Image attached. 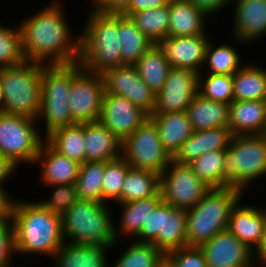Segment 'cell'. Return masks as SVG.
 Segmentation results:
<instances>
[{
	"label": "cell",
	"instance_id": "obj_52",
	"mask_svg": "<svg viewBox=\"0 0 266 267\" xmlns=\"http://www.w3.org/2000/svg\"><path fill=\"white\" fill-rule=\"evenodd\" d=\"M254 260L257 267H266V223L264 227V232L262 239L258 247L253 251Z\"/></svg>",
	"mask_w": 266,
	"mask_h": 267
},
{
	"label": "cell",
	"instance_id": "obj_36",
	"mask_svg": "<svg viewBox=\"0 0 266 267\" xmlns=\"http://www.w3.org/2000/svg\"><path fill=\"white\" fill-rule=\"evenodd\" d=\"M110 267H158L166 255L151 243L132 240Z\"/></svg>",
	"mask_w": 266,
	"mask_h": 267
},
{
	"label": "cell",
	"instance_id": "obj_51",
	"mask_svg": "<svg viewBox=\"0 0 266 267\" xmlns=\"http://www.w3.org/2000/svg\"><path fill=\"white\" fill-rule=\"evenodd\" d=\"M7 188H0V220L8 217L11 211V204L14 196L6 191ZM12 197V198H11Z\"/></svg>",
	"mask_w": 266,
	"mask_h": 267
},
{
	"label": "cell",
	"instance_id": "obj_54",
	"mask_svg": "<svg viewBox=\"0 0 266 267\" xmlns=\"http://www.w3.org/2000/svg\"><path fill=\"white\" fill-rule=\"evenodd\" d=\"M0 113H4V102H3L1 88H0Z\"/></svg>",
	"mask_w": 266,
	"mask_h": 267
},
{
	"label": "cell",
	"instance_id": "obj_15",
	"mask_svg": "<svg viewBox=\"0 0 266 267\" xmlns=\"http://www.w3.org/2000/svg\"><path fill=\"white\" fill-rule=\"evenodd\" d=\"M150 115L127 98L104 93L98 121L121 141L143 125Z\"/></svg>",
	"mask_w": 266,
	"mask_h": 267
},
{
	"label": "cell",
	"instance_id": "obj_29",
	"mask_svg": "<svg viewBox=\"0 0 266 267\" xmlns=\"http://www.w3.org/2000/svg\"><path fill=\"white\" fill-rule=\"evenodd\" d=\"M193 131L228 127L229 105L197 93L186 110Z\"/></svg>",
	"mask_w": 266,
	"mask_h": 267
},
{
	"label": "cell",
	"instance_id": "obj_7",
	"mask_svg": "<svg viewBox=\"0 0 266 267\" xmlns=\"http://www.w3.org/2000/svg\"><path fill=\"white\" fill-rule=\"evenodd\" d=\"M43 63L25 60L0 68L4 113L37 119L41 108Z\"/></svg>",
	"mask_w": 266,
	"mask_h": 267
},
{
	"label": "cell",
	"instance_id": "obj_49",
	"mask_svg": "<svg viewBox=\"0 0 266 267\" xmlns=\"http://www.w3.org/2000/svg\"><path fill=\"white\" fill-rule=\"evenodd\" d=\"M170 0H131L129 8L123 13L124 16L129 17L132 13L145 10L154 9L156 7L168 5Z\"/></svg>",
	"mask_w": 266,
	"mask_h": 267
},
{
	"label": "cell",
	"instance_id": "obj_33",
	"mask_svg": "<svg viewBox=\"0 0 266 267\" xmlns=\"http://www.w3.org/2000/svg\"><path fill=\"white\" fill-rule=\"evenodd\" d=\"M134 66L140 78L155 94L162 89L172 68L157 44H153Z\"/></svg>",
	"mask_w": 266,
	"mask_h": 267
},
{
	"label": "cell",
	"instance_id": "obj_30",
	"mask_svg": "<svg viewBox=\"0 0 266 267\" xmlns=\"http://www.w3.org/2000/svg\"><path fill=\"white\" fill-rule=\"evenodd\" d=\"M234 101H266V67L244 64L234 75Z\"/></svg>",
	"mask_w": 266,
	"mask_h": 267
},
{
	"label": "cell",
	"instance_id": "obj_13",
	"mask_svg": "<svg viewBox=\"0 0 266 267\" xmlns=\"http://www.w3.org/2000/svg\"><path fill=\"white\" fill-rule=\"evenodd\" d=\"M199 73L172 67L162 89L156 93L151 115L184 112L198 93Z\"/></svg>",
	"mask_w": 266,
	"mask_h": 267
},
{
	"label": "cell",
	"instance_id": "obj_18",
	"mask_svg": "<svg viewBox=\"0 0 266 267\" xmlns=\"http://www.w3.org/2000/svg\"><path fill=\"white\" fill-rule=\"evenodd\" d=\"M232 4V38L236 44L249 45L266 36V0H234Z\"/></svg>",
	"mask_w": 266,
	"mask_h": 267
},
{
	"label": "cell",
	"instance_id": "obj_53",
	"mask_svg": "<svg viewBox=\"0 0 266 267\" xmlns=\"http://www.w3.org/2000/svg\"><path fill=\"white\" fill-rule=\"evenodd\" d=\"M158 267H175L167 258H165Z\"/></svg>",
	"mask_w": 266,
	"mask_h": 267
},
{
	"label": "cell",
	"instance_id": "obj_41",
	"mask_svg": "<svg viewBox=\"0 0 266 267\" xmlns=\"http://www.w3.org/2000/svg\"><path fill=\"white\" fill-rule=\"evenodd\" d=\"M129 167V164L122 157L105 162L102 179L103 203H121V191Z\"/></svg>",
	"mask_w": 266,
	"mask_h": 267
},
{
	"label": "cell",
	"instance_id": "obj_43",
	"mask_svg": "<svg viewBox=\"0 0 266 267\" xmlns=\"http://www.w3.org/2000/svg\"><path fill=\"white\" fill-rule=\"evenodd\" d=\"M48 188H53L50 198L38 201L51 212L62 215L78 200L75 184L50 185Z\"/></svg>",
	"mask_w": 266,
	"mask_h": 267
},
{
	"label": "cell",
	"instance_id": "obj_39",
	"mask_svg": "<svg viewBox=\"0 0 266 267\" xmlns=\"http://www.w3.org/2000/svg\"><path fill=\"white\" fill-rule=\"evenodd\" d=\"M198 93L209 100L230 105L234 101L233 75L199 73Z\"/></svg>",
	"mask_w": 266,
	"mask_h": 267
},
{
	"label": "cell",
	"instance_id": "obj_21",
	"mask_svg": "<svg viewBox=\"0 0 266 267\" xmlns=\"http://www.w3.org/2000/svg\"><path fill=\"white\" fill-rule=\"evenodd\" d=\"M233 134L228 127L193 131V134L181 145L172 157L177 163L189 164L194 159L214 150H226Z\"/></svg>",
	"mask_w": 266,
	"mask_h": 267
},
{
	"label": "cell",
	"instance_id": "obj_47",
	"mask_svg": "<svg viewBox=\"0 0 266 267\" xmlns=\"http://www.w3.org/2000/svg\"><path fill=\"white\" fill-rule=\"evenodd\" d=\"M131 3V0H91V7L110 14H123Z\"/></svg>",
	"mask_w": 266,
	"mask_h": 267
},
{
	"label": "cell",
	"instance_id": "obj_10",
	"mask_svg": "<svg viewBox=\"0 0 266 267\" xmlns=\"http://www.w3.org/2000/svg\"><path fill=\"white\" fill-rule=\"evenodd\" d=\"M121 157L132 168L161 174L172 160L159 138L157 126L149 118L122 141Z\"/></svg>",
	"mask_w": 266,
	"mask_h": 267
},
{
	"label": "cell",
	"instance_id": "obj_20",
	"mask_svg": "<svg viewBox=\"0 0 266 267\" xmlns=\"http://www.w3.org/2000/svg\"><path fill=\"white\" fill-rule=\"evenodd\" d=\"M35 164L41 169L39 181L46 187L75 184L77 181L80 164L55 151L46 141L40 148L34 166Z\"/></svg>",
	"mask_w": 266,
	"mask_h": 267
},
{
	"label": "cell",
	"instance_id": "obj_26",
	"mask_svg": "<svg viewBox=\"0 0 266 267\" xmlns=\"http://www.w3.org/2000/svg\"><path fill=\"white\" fill-rule=\"evenodd\" d=\"M75 245L64 242L53 256V267H110L109 251L119 246Z\"/></svg>",
	"mask_w": 266,
	"mask_h": 267
},
{
	"label": "cell",
	"instance_id": "obj_4",
	"mask_svg": "<svg viewBox=\"0 0 266 267\" xmlns=\"http://www.w3.org/2000/svg\"><path fill=\"white\" fill-rule=\"evenodd\" d=\"M108 203L78 199L61 215L66 243L89 246H113V210Z\"/></svg>",
	"mask_w": 266,
	"mask_h": 267
},
{
	"label": "cell",
	"instance_id": "obj_42",
	"mask_svg": "<svg viewBox=\"0 0 266 267\" xmlns=\"http://www.w3.org/2000/svg\"><path fill=\"white\" fill-rule=\"evenodd\" d=\"M24 61L19 24L15 28L0 24V68L16 66Z\"/></svg>",
	"mask_w": 266,
	"mask_h": 267
},
{
	"label": "cell",
	"instance_id": "obj_44",
	"mask_svg": "<svg viewBox=\"0 0 266 267\" xmlns=\"http://www.w3.org/2000/svg\"><path fill=\"white\" fill-rule=\"evenodd\" d=\"M15 230L11 215L0 220V267H14ZM14 262V263H13Z\"/></svg>",
	"mask_w": 266,
	"mask_h": 267
},
{
	"label": "cell",
	"instance_id": "obj_5",
	"mask_svg": "<svg viewBox=\"0 0 266 267\" xmlns=\"http://www.w3.org/2000/svg\"><path fill=\"white\" fill-rule=\"evenodd\" d=\"M263 177L266 178V133L233 136L226 149L222 188H235L245 194L254 180Z\"/></svg>",
	"mask_w": 266,
	"mask_h": 267
},
{
	"label": "cell",
	"instance_id": "obj_9",
	"mask_svg": "<svg viewBox=\"0 0 266 267\" xmlns=\"http://www.w3.org/2000/svg\"><path fill=\"white\" fill-rule=\"evenodd\" d=\"M37 124L34 118L0 113V155L15 168L24 163L34 165L45 141L41 125Z\"/></svg>",
	"mask_w": 266,
	"mask_h": 267
},
{
	"label": "cell",
	"instance_id": "obj_16",
	"mask_svg": "<svg viewBox=\"0 0 266 267\" xmlns=\"http://www.w3.org/2000/svg\"><path fill=\"white\" fill-rule=\"evenodd\" d=\"M207 267H257L253 250L228 230L199 246Z\"/></svg>",
	"mask_w": 266,
	"mask_h": 267
},
{
	"label": "cell",
	"instance_id": "obj_11",
	"mask_svg": "<svg viewBox=\"0 0 266 267\" xmlns=\"http://www.w3.org/2000/svg\"><path fill=\"white\" fill-rule=\"evenodd\" d=\"M211 187L199 179L188 164L171 160L160 174V191L163 201L174 208H193Z\"/></svg>",
	"mask_w": 266,
	"mask_h": 267
},
{
	"label": "cell",
	"instance_id": "obj_3",
	"mask_svg": "<svg viewBox=\"0 0 266 267\" xmlns=\"http://www.w3.org/2000/svg\"><path fill=\"white\" fill-rule=\"evenodd\" d=\"M84 27L80 29L79 63L96 74L122 66L118 36V14L89 8Z\"/></svg>",
	"mask_w": 266,
	"mask_h": 267
},
{
	"label": "cell",
	"instance_id": "obj_17",
	"mask_svg": "<svg viewBox=\"0 0 266 267\" xmlns=\"http://www.w3.org/2000/svg\"><path fill=\"white\" fill-rule=\"evenodd\" d=\"M210 38L207 35L178 36L161 39L157 45L171 67L201 73Z\"/></svg>",
	"mask_w": 266,
	"mask_h": 267
},
{
	"label": "cell",
	"instance_id": "obj_2",
	"mask_svg": "<svg viewBox=\"0 0 266 267\" xmlns=\"http://www.w3.org/2000/svg\"><path fill=\"white\" fill-rule=\"evenodd\" d=\"M10 215L18 256L36 254L52 259L65 242L61 215L51 212L38 200L13 198Z\"/></svg>",
	"mask_w": 266,
	"mask_h": 267
},
{
	"label": "cell",
	"instance_id": "obj_46",
	"mask_svg": "<svg viewBox=\"0 0 266 267\" xmlns=\"http://www.w3.org/2000/svg\"><path fill=\"white\" fill-rule=\"evenodd\" d=\"M163 223V200L157 205L153 212H151L143 223L140 234L133 240L141 243H152L158 233H162Z\"/></svg>",
	"mask_w": 266,
	"mask_h": 267
},
{
	"label": "cell",
	"instance_id": "obj_23",
	"mask_svg": "<svg viewBox=\"0 0 266 267\" xmlns=\"http://www.w3.org/2000/svg\"><path fill=\"white\" fill-rule=\"evenodd\" d=\"M228 128L233 136L266 133V101H233L229 105Z\"/></svg>",
	"mask_w": 266,
	"mask_h": 267
},
{
	"label": "cell",
	"instance_id": "obj_32",
	"mask_svg": "<svg viewBox=\"0 0 266 267\" xmlns=\"http://www.w3.org/2000/svg\"><path fill=\"white\" fill-rule=\"evenodd\" d=\"M45 141L58 153L82 165L85 162L83 123L54 129Z\"/></svg>",
	"mask_w": 266,
	"mask_h": 267
},
{
	"label": "cell",
	"instance_id": "obj_31",
	"mask_svg": "<svg viewBox=\"0 0 266 267\" xmlns=\"http://www.w3.org/2000/svg\"><path fill=\"white\" fill-rule=\"evenodd\" d=\"M118 36L122 65H134L154 44L146 37L130 17L118 14Z\"/></svg>",
	"mask_w": 266,
	"mask_h": 267
},
{
	"label": "cell",
	"instance_id": "obj_50",
	"mask_svg": "<svg viewBox=\"0 0 266 267\" xmlns=\"http://www.w3.org/2000/svg\"><path fill=\"white\" fill-rule=\"evenodd\" d=\"M17 168H15L6 158L0 155V188H6V181L11 177L13 178L15 171Z\"/></svg>",
	"mask_w": 266,
	"mask_h": 267
},
{
	"label": "cell",
	"instance_id": "obj_6",
	"mask_svg": "<svg viewBox=\"0 0 266 267\" xmlns=\"http://www.w3.org/2000/svg\"><path fill=\"white\" fill-rule=\"evenodd\" d=\"M242 197V198H241ZM244 193L235 188H211L187 213L188 246H200L227 230L232 209Z\"/></svg>",
	"mask_w": 266,
	"mask_h": 267
},
{
	"label": "cell",
	"instance_id": "obj_34",
	"mask_svg": "<svg viewBox=\"0 0 266 267\" xmlns=\"http://www.w3.org/2000/svg\"><path fill=\"white\" fill-rule=\"evenodd\" d=\"M160 191V174L129 167L121 191V203L150 198Z\"/></svg>",
	"mask_w": 266,
	"mask_h": 267
},
{
	"label": "cell",
	"instance_id": "obj_22",
	"mask_svg": "<svg viewBox=\"0 0 266 267\" xmlns=\"http://www.w3.org/2000/svg\"><path fill=\"white\" fill-rule=\"evenodd\" d=\"M85 162H108L121 157L122 141L99 121L83 123Z\"/></svg>",
	"mask_w": 266,
	"mask_h": 267
},
{
	"label": "cell",
	"instance_id": "obj_37",
	"mask_svg": "<svg viewBox=\"0 0 266 267\" xmlns=\"http://www.w3.org/2000/svg\"><path fill=\"white\" fill-rule=\"evenodd\" d=\"M136 27L154 44L167 36L169 27V5L145 9L130 16Z\"/></svg>",
	"mask_w": 266,
	"mask_h": 267
},
{
	"label": "cell",
	"instance_id": "obj_48",
	"mask_svg": "<svg viewBox=\"0 0 266 267\" xmlns=\"http://www.w3.org/2000/svg\"><path fill=\"white\" fill-rule=\"evenodd\" d=\"M197 6L200 10L204 11L209 17L217 15L221 10L231 6L234 0H185Z\"/></svg>",
	"mask_w": 266,
	"mask_h": 267
},
{
	"label": "cell",
	"instance_id": "obj_27",
	"mask_svg": "<svg viewBox=\"0 0 266 267\" xmlns=\"http://www.w3.org/2000/svg\"><path fill=\"white\" fill-rule=\"evenodd\" d=\"M157 126L164 149L173 157L181 145L193 134L192 124L186 111L162 115H150Z\"/></svg>",
	"mask_w": 266,
	"mask_h": 267
},
{
	"label": "cell",
	"instance_id": "obj_28",
	"mask_svg": "<svg viewBox=\"0 0 266 267\" xmlns=\"http://www.w3.org/2000/svg\"><path fill=\"white\" fill-rule=\"evenodd\" d=\"M186 224V210L174 208L163 201L162 233H158L151 244L165 255L172 250L188 246Z\"/></svg>",
	"mask_w": 266,
	"mask_h": 267
},
{
	"label": "cell",
	"instance_id": "obj_35",
	"mask_svg": "<svg viewBox=\"0 0 266 267\" xmlns=\"http://www.w3.org/2000/svg\"><path fill=\"white\" fill-rule=\"evenodd\" d=\"M241 58L235 46L230 42L217 46L210 39L204 61L206 68L204 66L201 73L234 75L245 64Z\"/></svg>",
	"mask_w": 266,
	"mask_h": 267
},
{
	"label": "cell",
	"instance_id": "obj_8",
	"mask_svg": "<svg viewBox=\"0 0 266 267\" xmlns=\"http://www.w3.org/2000/svg\"><path fill=\"white\" fill-rule=\"evenodd\" d=\"M82 68L79 62L43 65L41 108L37 123L45 126L44 137L56 128L75 124L71 115L69 93L73 77Z\"/></svg>",
	"mask_w": 266,
	"mask_h": 267
},
{
	"label": "cell",
	"instance_id": "obj_24",
	"mask_svg": "<svg viewBox=\"0 0 266 267\" xmlns=\"http://www.w3.org/2000/svg\"><path fill=\"white\" fill-rule=\"evenodd\" d=\"M162 200V194L159 191L150 198L116 203L117 207H120L119 210H121V217L118 218V223L116 220L114 221V237L116 242H122L121 237H128L130 239L132 237V239H135L140 234L143 223H146L149 214L154 211Z\"/></svg>",
	"mask_w": 266,
	"mask_h": 267
},
{
	"label": "cell",
	"instance_id": "obj_19",
	"mask_svg": "<svg viewBox=\"0 0 266 267\" xmlns=\"http://www.w3.org/2000/svg\"><path fill=\"white\" fill-rule=\"evenodd\" d=\"M241 202L232 209L227 230L254 251L262 239L266 209Z\"/></svg>",
	"mask_w": 266,
	"mask_h": 267
},
{
	"label": "cell",
	"instance_id": "obj_12",
	"mask_svg": "<svg viewBox=\"0 0 266 267\" xmlns=\"http://www.w3.org/2000/svg\"><path fill=\"white\" fill-rule=\"evenodd\" d=\"M105 83L102 74L82 68L72 79L69 104L74 123L98 121Z\"/></svg>",
	"mask_w": 266,
	"mask_h": 267
},
{
	"label": "cell",
	"instance_id": "obj_14",
	"mask_svg": "<svg viewBox=\"0 0 266 267\" xmlns=\"http://www.w3.org/2000/svg\"><path fill=\"white\" fill-rule=\"evenodd\" d=\"M102 76L107 94L123 96L149 115L152 114L156 94L140 78L134 65L117 66L105 71Z\"/></svg>",
	"mask_w": 266,
	"mask_h": 267
},
{
	"label": "cell",
	"instance_id": "obj_25",
	"mask_svg": "<svg viewBox=\"0 0 266 267\" xmlns=\"http://www.w3.org/2000/svg\"><path fill=\"white\" fill-rule=\"evenodd\" d=\"M169 27L167 36L208 35L206 20L209 16L191 2L185 0L169 1Z\"/></svg>",
	"mask_w": 266,
	"mask_h": 267
},
{
	"label": "cell",
	"instance_id": "obj_40",
	"mask_svg": "<svg viewBox=\"0 0 266 267\" xmlns=\"http://www.w3.org/2000/svg\"><path fill=\"white\" fill-rule=\"evenodd\" d=\"M225 154L226 150H214L194 159L188 165L194 174L211 188H222Z\"/></svg>",
	"mask_w": 266,
	"mask_h": 267
},
{
	"label": "cell",
	"instance_id": "obj_38",
	"mask_svg": "<svg viewBox=\"0 0 266 267\" xmlns=\"http://www.w3.org/2000/svg\"><path fill=\"white\" fill-rule=\"evenodd\" d=\"M105 162H84L75 182L78 199L103 203L102 179Z\"/></svg>",
	"mask_w": 266,
	"mask_h": 267
},
{
	"label": "cell",
	"instance_id": "obj_1",
	"mask_svg": "<svg viewBox=\"0 0 266 267\" xmlns=\"http://www.w3.org/2000/svg\"><path fill=\"white\" fill-rule=\"evenodd\" d=\"M62 3L53 0L18 23L25 60L45 65L79 62L80 35L72 33Z\"/></svg>",
	"mask_w": 266,
	"mask_h": 267
},
{
	"label": "cell",
	"instance_id": "obj_45",
	"mask_svg": "<svg viewBox=\"0 0 266 267\" xmlns=\"http://www.w3.org/2000/svg\"><path fill=\"white\" fill-rule=\"evenodd\" d=\"M166 258L175 267H207L205 256L198 246H186L172 250Z\"/></svg>",
	"mask_w": 266,
	"mask_h": 267
}]
</instances>
